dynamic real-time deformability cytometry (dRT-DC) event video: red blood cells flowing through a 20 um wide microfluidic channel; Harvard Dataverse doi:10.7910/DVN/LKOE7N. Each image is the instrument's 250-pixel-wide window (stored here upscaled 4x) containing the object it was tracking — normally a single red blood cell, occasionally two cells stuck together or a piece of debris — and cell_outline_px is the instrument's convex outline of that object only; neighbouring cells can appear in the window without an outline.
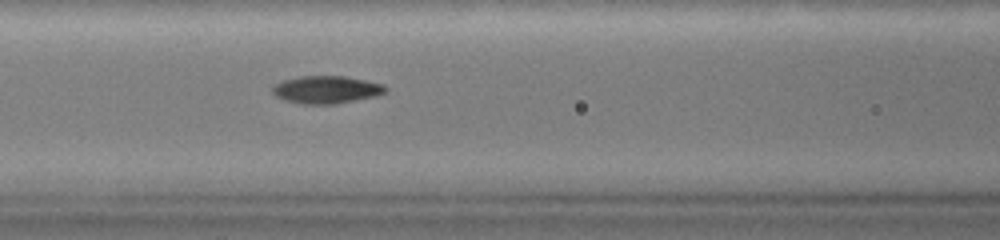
{"species": "common noctule bat (a hibernating species)", "species_latin": "Nyctalus noctula", "temperature_condition": "warm", "stored_images_in_passage": 65, "camera_frame_rate_fps": 3000, "um_per_image_px": 0.085, "animal": {"sex": "female", "body_mass_g": 19.0, "forearm_length_mm": 51.5}, "frame": {"image": 1, "passage_image": 28, "time_ms": 9.0, "image_size_px": [1000, 240], "cell_outline_px": [[388, 88], [384, 92], [376, 96], [336, 104], [304, 104], [288, 100], [276, 96], [272, 92], [272, 88], [276, 84], [284, 80], [300, 76], [344, 76], [384, 84]], "centroid_in_image_um": [27.77, 7.62], "position_along_channel_um": 138.8, "area_um2": 17.98}}
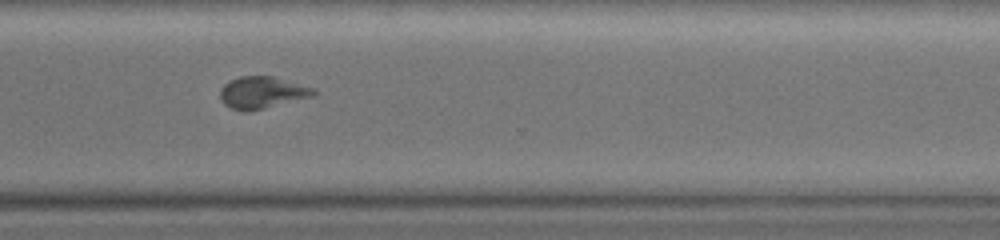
{"frame": {"image": 2, "passage_image": 49, "time_ms": 16.0, "image_size_px": [1000, 240], "cell_outline_px": [[320, 92], [316, 96], [248, 112], [244, 112], [232, 108], [224, 104], [220, 100], [220, 88], [224, 84], [240, 76], [272, 76], [316, 88]], "centroid_in_image_um": [22.33, 7.87], "position_along_channel_um": 348.3, "area_um2": 17.69}}
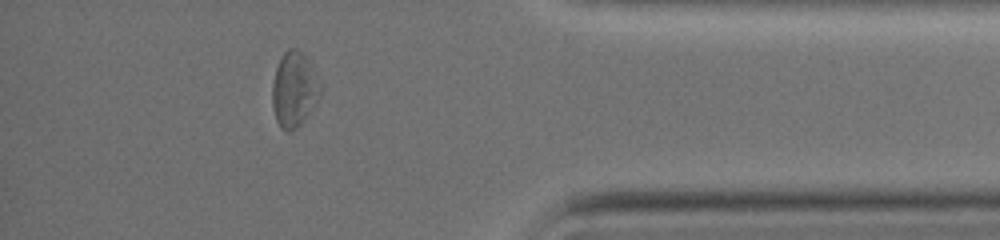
{"frame": {"image": 3, "passage_image": 57, "time_ms": 18.667, "image_size_px": [1000, 240], "cell_outline_px": [[320, 92], [316, 100], [300, 124], [296, 128], [288, 132], [280, 128], [276, 120], [272, 104], [272, 84], [276, 68], [284, 52], [288, 48], [296, 48], [304, 52], [316, 72], [320, 84]], "centroid_in_image_um": [24.98, 7.56], "position_along_channel_um": 410.2, "area_um2": 20.81}, "authors_computed_cell_mechanics": {"area_um2": 18.0914, "velocity_mm_per_s": 2.9894, "shape_relaxation_time_tau1_ms": 5.6385, "shape_relaxation_time_tau2_ms": 4.0453, "deformation_change_tau1": 0.1832, "deformation_change_tau2": 0.0918}}